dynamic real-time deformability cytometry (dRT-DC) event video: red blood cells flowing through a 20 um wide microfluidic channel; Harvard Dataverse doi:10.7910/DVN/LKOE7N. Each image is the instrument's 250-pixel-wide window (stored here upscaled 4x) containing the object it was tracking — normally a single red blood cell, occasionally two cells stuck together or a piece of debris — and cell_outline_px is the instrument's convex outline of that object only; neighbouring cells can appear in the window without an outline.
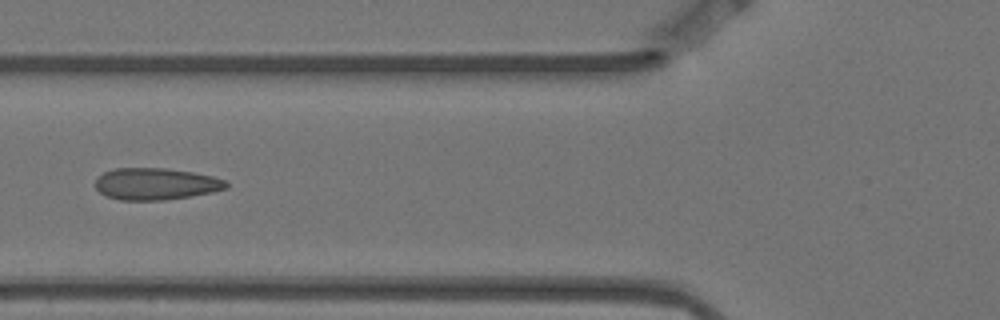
{"species": "Egyptian fruit bat (a non-hibernating species)", "species_latin": "Rousettus aegyptiacus", "temperature_condition": "warm", "stored_images_in_passage": 6, "camera_frame_rate_fps": 3000, "um_per_image_px": 0.085, "animal": {"sex": "female"}, "frame": {"image": 1, "passage_image": 6, "time_ms": 1.667, "image_size_px": [1000, 320], "cell_outline_px": [[228, 188], [212, 192], [164, 200], [120, 200], [108, 196], [100, 192], [96, 188], [96, 180], [104, 172], [112, 168], [164, 168], [192, 172], [212, 176], [224, 180], [228, 184]], "centroid_in_image_um": [13.24, 15.63], "position_along_channel_um": 112.6, "area_um2": 24.04}}